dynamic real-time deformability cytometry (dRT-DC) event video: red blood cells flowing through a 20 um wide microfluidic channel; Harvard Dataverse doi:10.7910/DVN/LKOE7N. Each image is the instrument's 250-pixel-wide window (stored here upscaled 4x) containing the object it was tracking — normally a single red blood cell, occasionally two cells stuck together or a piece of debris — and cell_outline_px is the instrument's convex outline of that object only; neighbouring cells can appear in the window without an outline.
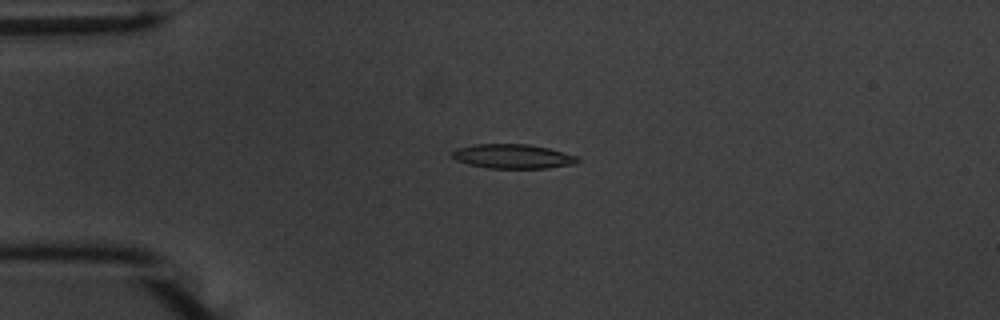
{"species": "common noctule bat (a hibernating species)", "species_latin": "Nyctalus noctula", "temperature_condition": "warm", "stored_images_in_passage": 54, "camera_frame_rate_fps": 3000, "um_per_image_px": 0.085, "animal": {"sex": "male", "body_mass_g": 20.1, "forearm_length_mm": 53.5}, "frame": {"image": 1, "passage_image": 13, "time_ms": 4.0, "image_size_px": [1000, 320], "cell_outline_px": [[580, 160], [576, 164], [548, 168], [488, 168], [468, 164], [456, 160], [452, 156], [452, 152], [456, 148], [476, 144], [528, 144], [548, 148], [564, 152], [576, 156]], "centroid_in_image_um": [43.6, 13.29], "position_along_channel_um": 41.4, "area_um2": 17.8}}
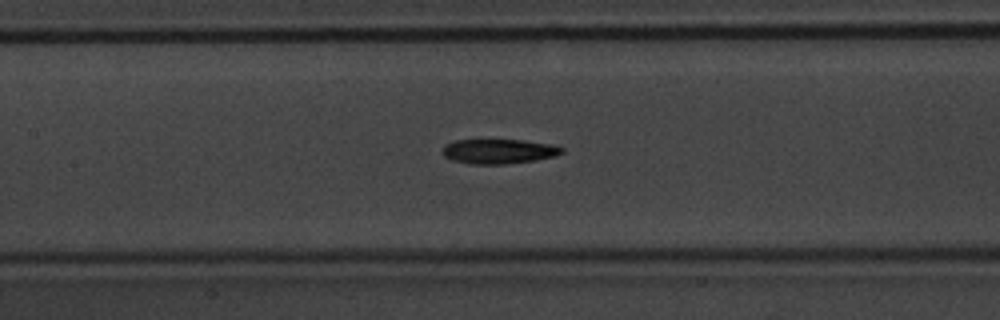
{"frame": {"image": 2, "passage_image": 25, "time_ms": 8.0, "image_size_px": [1000, 320], "cell_outline_px": [[564, 152], [556, 156], [536, 160], [504, 164], [468, 164], [452, 160], [444, 156], [440, 152], [444, 144], [456, 140], [524, 140], [552, 144], [564, 148]], "centroid_in_image_um": [42.38, 12.86], "position_along_channel_um": 165.0, "area_um2": 17.4}}
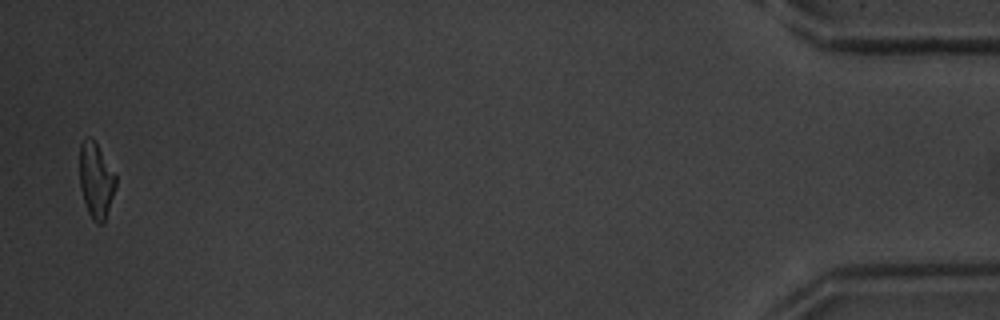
{"frame": {"image": 3, "passage_image": 53, "time_ms": 17.333, "image_size_px": [1000, 320], "cell_outline_px": [[116, 188], [104, 224], [96, 224], [92, 220], [84, 204], [80, 188], [80, 144], [88, 136], [92, 136], [116, 172]], "centroid_in_image_um": [8.18, 15.34], "position_along_channel_um": 427.0, "area_um2": 16.42}, "authors_computed_cell_mechanics": {"area_um2": 17.34, "velocity_mm_per_s": 3.7385, "shape_relaxation_time_tau1_ms": 4.2144, "shape_relaxation_time_tau2_ms": 8.3674, "deformation_change_tau1": 0.1679, "deformation_change_tau2": 0.2178}}